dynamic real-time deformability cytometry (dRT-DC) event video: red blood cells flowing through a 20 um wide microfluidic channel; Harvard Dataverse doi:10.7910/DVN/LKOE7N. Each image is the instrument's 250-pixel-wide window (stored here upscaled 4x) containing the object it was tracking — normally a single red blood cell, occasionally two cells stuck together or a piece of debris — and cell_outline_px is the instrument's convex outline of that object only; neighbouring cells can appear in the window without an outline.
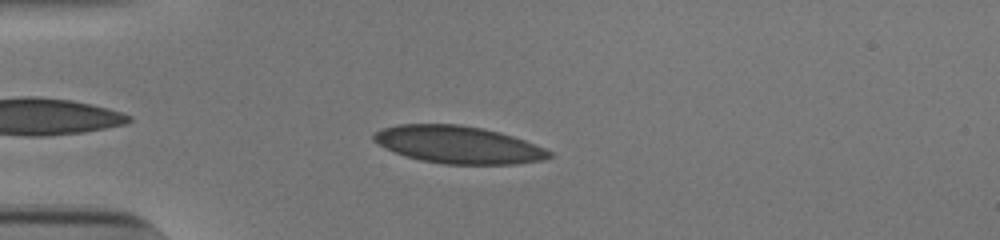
{"species": "human", "species_latin": "Homo sapiens", "temperature_condition": "cold", "stored_images_in_passage": 42, "camera_frame_rate_fps": 3000, "um_per_image_px": 0.085, "donor": {"sex": "male"}, "frame": {"image": 1, "passage_image": 4, "time_ms": 1.0, "image_size_px": [1000, 240], "cell_outline_px": [[552, 156], [544, 160], [516, 164], [444, 164], [420, 160], [404, 156], [372, 140], [372, 136], [376, 132], [384, 128], [400, 124], [460, 124], [500, 132], [524, 140], [544, 148], [552, 152]], "centroid_in_image_um": [38.97, 12.3], "position_along_channel_um": 46.0, "area_um2": 38.03}}
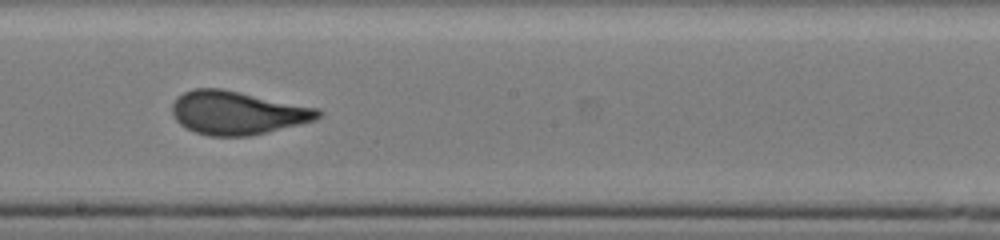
{"frame": {"image": 2, "passage_image": 20, "time_ms": 6.333, "image_size_px": [1000, 240], "cell_outline_px": [[324, 112], [316, 120], [300, 124], [248, 136], [208, 136], [196, 132], [180, 124], [176, 120], [172, 112], [172, 104], [176, 96], [192, 88], [220, 88], [240, 92], [316, 108]], "centroid_in_image_um": [20.14, 9.58], "position_along_channel_um": 228.1, "area_um2": 36.65}}
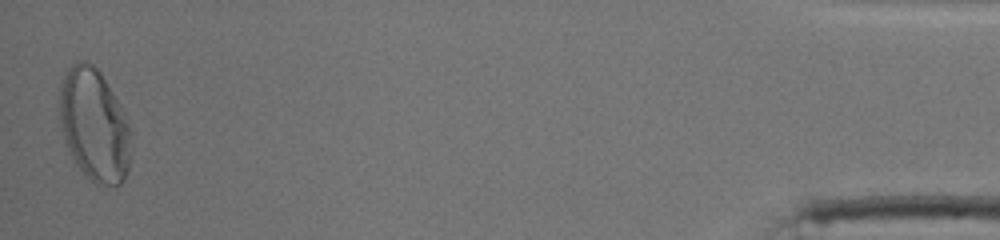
{"frame": {"image": 3, "passage_image": 42, "time_ms": 13.667, "image_size_px": [1000, 240], "cell_outline_px": [[128, 168], [124, 180], [120, 184], [96, 184], [84, 176], [76, 164], [64, 140], [60, 120], [60, 84], [68, 68], [76, 60], [84, 60], [92, 64], [100, 72], [124, 112], [128, 124]], "centroid_in_image_um": [7.97, 10.61], "position_along_channel_um": 427.2, "area_um2": 46.12}, "authors_computed_cell_mechanics": {"area_um2": 37.0209, "velocity_mm_per_s": 3.8565, "shape_relaxation_time_tau1_ms": 6.8082, "shape_relaxation_time_tau2_ms": null, "deformation_change_tau1": 0.1921, "deformation_change_tau2": null}}